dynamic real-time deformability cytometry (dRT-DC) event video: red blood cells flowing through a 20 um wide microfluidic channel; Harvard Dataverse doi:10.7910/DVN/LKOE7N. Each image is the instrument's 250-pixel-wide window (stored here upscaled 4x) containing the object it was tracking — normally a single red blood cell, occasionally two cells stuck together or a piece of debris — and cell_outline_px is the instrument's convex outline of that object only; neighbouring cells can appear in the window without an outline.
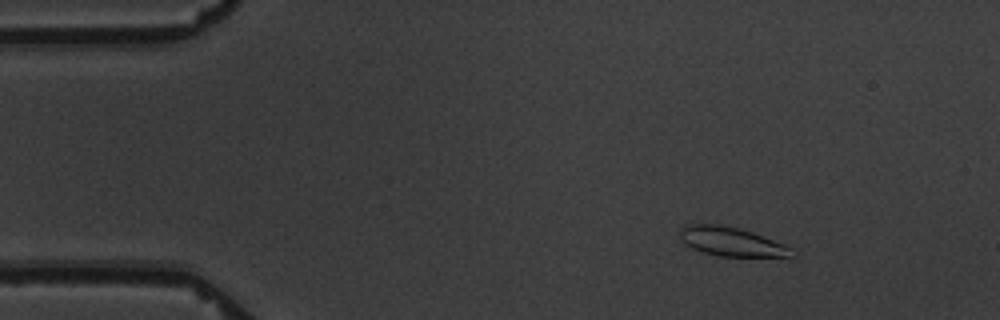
{"species": "common noctule bat (a hibernating species)", "species_latin": "Nyctalus noctula", "temperature_condition": "warm", "stored_images_in_passage": 5, "camera_frame_rate_fps": 3000, "um_per_image_px": 0.085, "animal": {"sex": "male", "body_mass_g": 19.5, "forearm_length_mm": 54.6}, "frame": {"image": 1, "passage_image": 2, "time_ms": 1.333, "image_size_px": [1000, 320], "cell_outline_px": [[796, 256], [716, 256], [692, 248], [684, 244], [680, 240], [680, 228], [684, 224], [724, 224], [752, 232], [788, 244]], "centroid_in_image_um": [62.15, 20.52], "position_along_channel_um": 22.8, "area_um2": 19.13}}
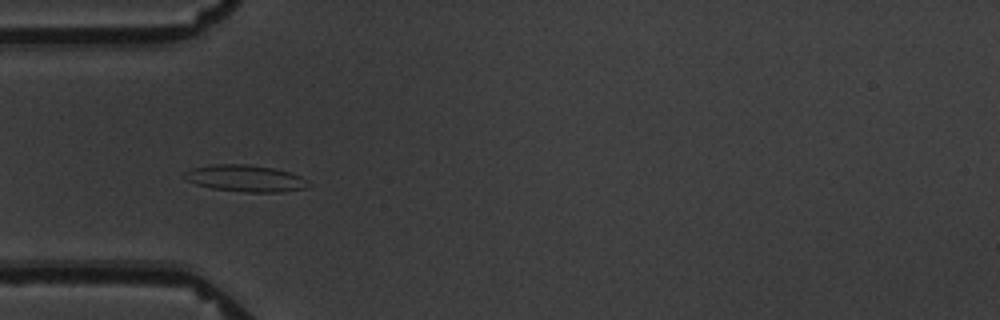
{"frame": {"image": 2, "passage_image": 5, "time_ms": 4.667, "image_size_px": [1000, 320], "cell_outline_px": [[312, 184], [308, 188], [280, 192], [244, 192], [212, 188], [196, 184], [180, 176], [184, 172], [192, 168], [212, 164], [248, 164], [272, 168], [288, 172], [300, 176]], "centroid_in_image_um": [20.85, 15.16], "position_along_channel_um": 64.2, "area_um2": 19.36}}